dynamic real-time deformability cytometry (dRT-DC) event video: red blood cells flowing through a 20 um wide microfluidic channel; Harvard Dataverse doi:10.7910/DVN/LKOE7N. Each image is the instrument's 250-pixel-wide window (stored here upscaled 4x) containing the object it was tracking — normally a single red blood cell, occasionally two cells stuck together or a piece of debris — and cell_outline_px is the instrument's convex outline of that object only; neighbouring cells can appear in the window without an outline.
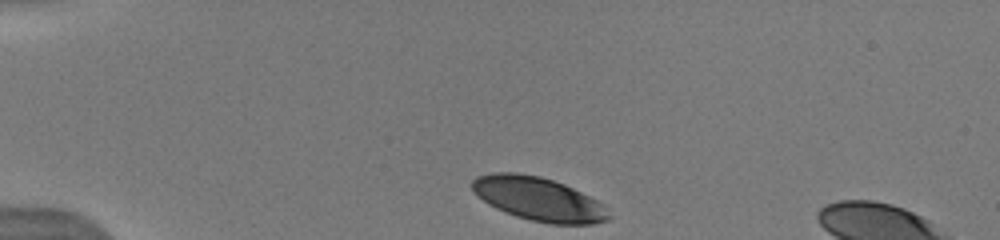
{"species": "human", "species_latin": "Homo sapiens", "temperature_condition": "warm", "stored_images_in_passage": 26, "camera_frame_rate_fps": 3000, "um_per_image_px": 0.085, "donor": {"sex": "male"}, "frame": {"image": 1, "passage_image": 1, "time_ms": 0.0, "image_size_px": [1000, 240], "cell_outline_px": [[612, 216], [608, 220], [592, 224], [548, 224], [516, 216], [496, 208], [488, 204], [472, 188], [472, 180], [476, 176], [492, 172], [516, 172], [540, 176], [564, 184], [604, 204]], "centroid_in_image_um": [45.8, 16.91], "position_along_channel_um": 39.2, "area_um2": 34.56}, "authors_computed_cell_mechanics": {"area_um2": 37.9457, "velocity_mm_per_s": 3.9984, "shape_relaxation_time_tau1_ms": 1.1864, "shape_relaxation_time_tau2_ms": null, "deformation_change_tau1": 0.0671, "deformation_change_tau2": null}}